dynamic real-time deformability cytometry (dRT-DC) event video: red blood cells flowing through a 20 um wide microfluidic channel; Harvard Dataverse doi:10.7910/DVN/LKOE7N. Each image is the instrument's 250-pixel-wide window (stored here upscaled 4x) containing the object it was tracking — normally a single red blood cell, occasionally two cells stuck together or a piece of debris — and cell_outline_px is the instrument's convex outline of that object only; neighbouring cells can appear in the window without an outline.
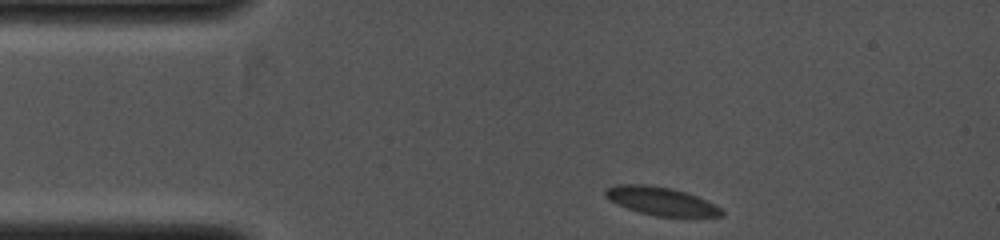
{"species": "common noctule bat (a hibernating species)", "species_latin": "Nyctalus noctula", "temperature_condition": "cold", "stored_images_in_passage": 34, "camera_frame_rate_fps": 4000, "um_per_image_px": 0.085, "animal": {"sex": "female", "body_mass_g": 19.0, "forearm_length_mm": 53.3}, "frame": {"image": 1, "passage_image": 1, "time_ms": 0.0, "image_size_px": [1000, 240], "cell_outline_px": [[724, 216], [656, 216], [640, 212], [616, 204], [604, 196], [604, 192], [608, 188], [616, 184], [644, 184], [672, 188], [696, 196], [720, 208], [724, 212]], "centroid_in_image_um": [56.14, 17.08], "position_along_channel_um": 28.9, "area_um2": 18.79}}
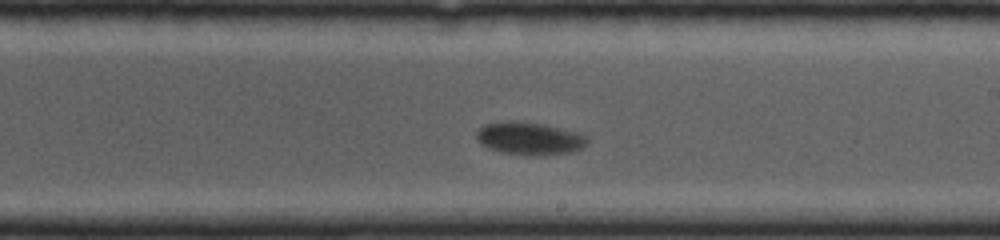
{"frame": {"image": 2, "passage_image": 19, "time_ms": 4.5, "image_size_px": [1000, 240], "cell_outline_px": [[588, 140], [580, 148], [568, 152], [500, 152], [488, 148], [480, 144], [476, 140], [476, 132], [484, 124], [504, 120], [512, 120], [544, 124], [576, 132], [588, 136]], "centroid_in_image_um": [44.91, 11.69], "position_along_channel_um": 244.1, "area_um2": 20.17}}
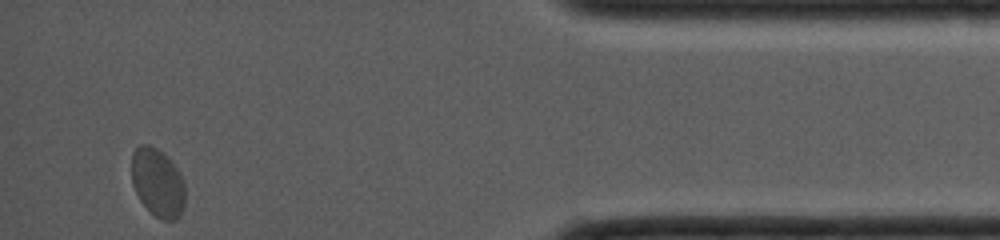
{"frame": {"image": 3, "passage_image": 34, "time_ms": 8.25, "image_size_px": [1000, 240], "cell_outline_px": [[184, 208], [180, 216], [176, 220], [160, 220], [140, 200], [132, 184], [132, 152], [140, 144], [148, 144], [164, 152], [168, 156], [180, 172], [184, 180]], "centroid_in_image_um": [13.42, 15.5], "position_along_channel_um": 421.8, "area_um2": 21.56}}